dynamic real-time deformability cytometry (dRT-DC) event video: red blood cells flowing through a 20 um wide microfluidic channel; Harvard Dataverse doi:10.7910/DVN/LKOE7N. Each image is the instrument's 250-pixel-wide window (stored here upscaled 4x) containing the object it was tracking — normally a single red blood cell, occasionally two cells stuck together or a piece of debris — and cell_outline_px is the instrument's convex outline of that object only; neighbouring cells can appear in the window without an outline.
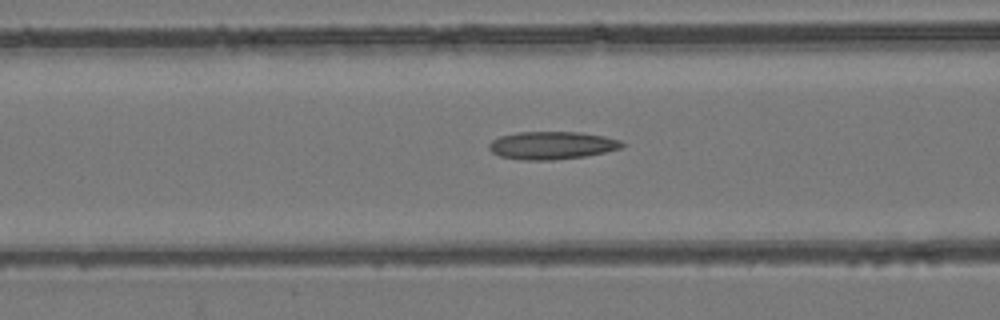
{"species": "common noctule bat (a hibernating species)", "species_latin": "Nyctalus noctula", "temperature_condition": "room temperature", "stored_images_in_passage": 56, "camera_frame_rate_fps": 3000, "um_per_image_px": 0.085, "animal": {"sex": "female", "body_mass_g": 24.6, "forearm_length_mm": 56.2}, "frame": {"image": 1, "passage_image": 23, "time_ms": 7.333, "image_size_px": [1000, 320], "cell_outline_px": [[624, 144], [620, 148], [604, 152], [584, 156], [552, 160], [524, 160], [500, 156], [492, 152], [488, 148], [488, 144], [492, 140], [500, 136], [520, 132], [580, 132], [604, 136], [620, 140]], "centroid_in_image_um": [46.88, 12.35], "position_along_channel_um": 119.7, "area_um2": 21.39}}
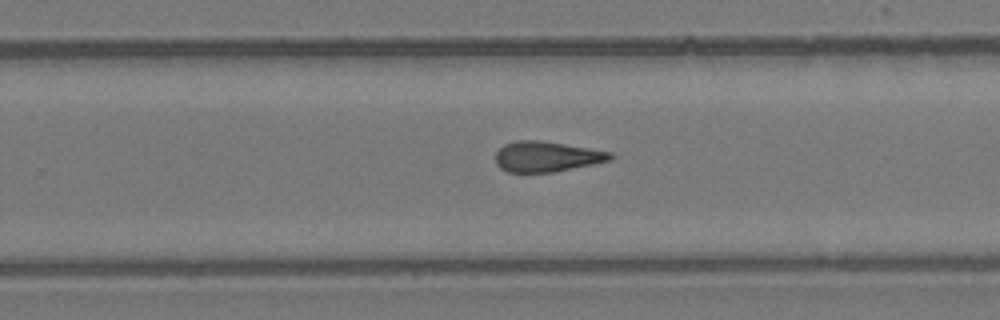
{"frame": {"image": 2, "passage_image": 36, "time_ms": 11.667, "image_size_px": [1000, 320], "cell_outline_px": [[616, 156], [612, 160], [552, 172], [508, 172], [500, 168], [496, 164], [496, 152], [504, 144], [516, 140], [540, 140], [612, 152]], "centroid_in_image_um": [46.47, 13.3], "position_along_channel_um": 283.3, "area_um2": 20.29}}
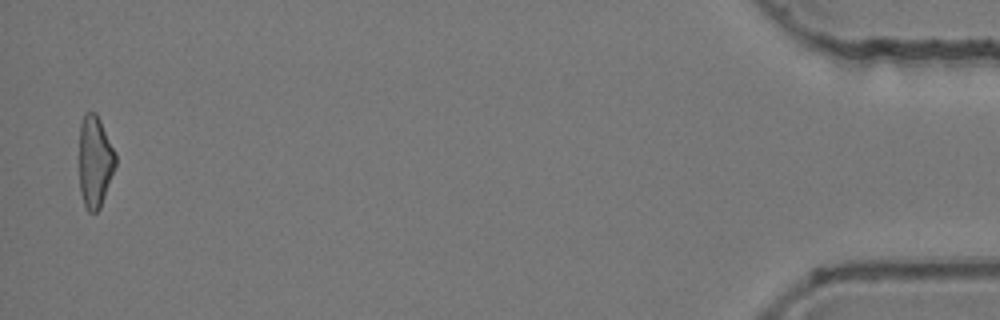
{"frame": {"image": 3, "passage_image": 55, "time_ms": 18.0, "image_size_px": [1000, 320], "cell_outline_px": [[116, 164], [100, 208], [96, 212], [88, 212], [84, 204], [80, 192], [80, 124], [84, 112], [96, 112], [100, 120], [116, 156]], "centroid_in_image_um": [8.06, 13.73], "position_along_channel_um": 427.1, "area_um2": 19.13}, "authors_computed_cell_mechanics": {"area_um2": 20.7213, "velocity_mm_per_s": 3.7867, "shape_relaxation_time_tau1_ms": null, "shape_relaxation_time_tau2_ms": 3.0174, "deformation_change_tau1": null, "deformation_change_tau2": 0.1415}}